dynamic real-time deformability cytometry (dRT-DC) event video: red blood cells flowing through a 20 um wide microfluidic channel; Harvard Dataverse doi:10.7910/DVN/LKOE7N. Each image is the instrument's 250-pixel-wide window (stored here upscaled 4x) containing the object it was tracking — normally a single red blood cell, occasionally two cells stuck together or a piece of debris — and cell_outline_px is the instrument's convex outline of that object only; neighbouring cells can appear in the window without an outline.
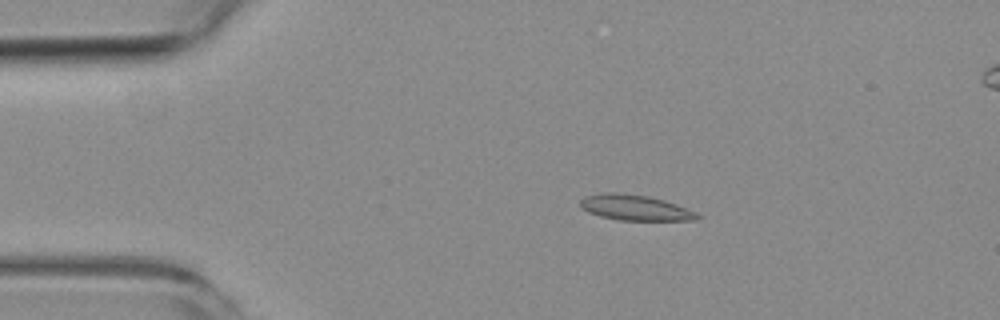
{"species": "common noctule bat (a hibernating species)", "species_latin": "Nyctalus noctula", "temperature_condition": "room temperature", "stored_images_in_passage": 6, "camera_frame_rate_fps": 3000, "um_per_image_px": 0.085, "animal": {"sex": "female", "body_mass_g": 19.3, "forearm_length_mm": 54.1}, "frame": {"image": 1, "passage_image": 2, "time_ms": 2.0, "image_size_px": [1000, 320], "cell_outline_px": [[704, 216], [696, 220], [620, 220], [600, 216], [588, 212], [580, 208], [580, 200], [584, 196], [600, 192], [616, 192], [648, 196], [664, 200], [676, 204], [696, 212]], "centroid_in_image_um": [53.96, 17.64], "position_along_channel_um": 31.0, "area_um2": 17.57}}
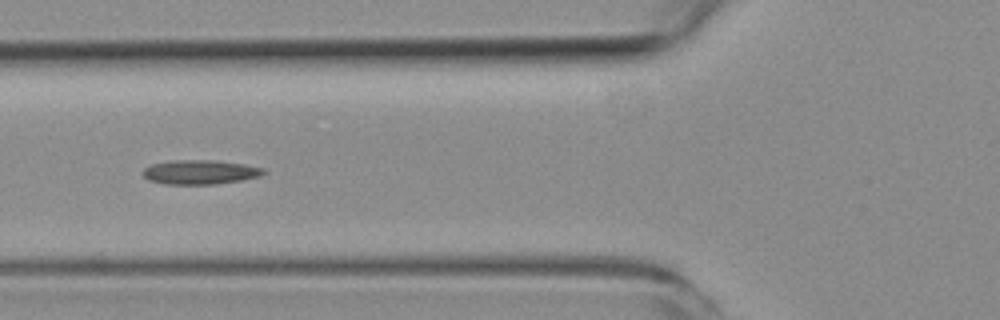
{"frame": {"image": 2, "passage_image": 5, "time_ms": 5.333, "image_size_px": [1000, 320], "cell_outline_px": [[268, 172], [260, 176], [240, 180], [216, 184], [164, 184], [148, 180], [140, 172], [144, 168], [152, 164], [172, 160], [216, 160], [244, 164], [264, 168]], "centroid_in_image_um": [17.0, 14.62], "position_along_channel_um": 108.8, "area_um2": 17.22}}
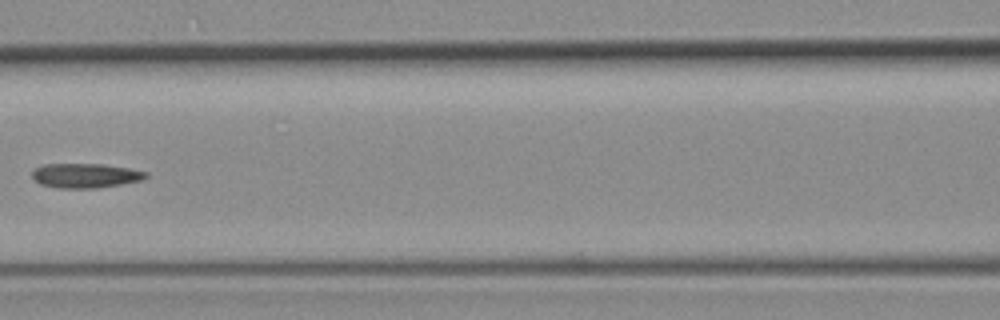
{"frame": {"image": 3, "passage_image": 6, "time_ms": 6.667, "image_size_px": [1000, 320], "cell_outline_px": [[148, 176], [144, 180], [96, 188], [56, 188], [40, 184], [32, 180], [32, 168], [44, 164], [104, 164], [128, 168], [148, 172]], "centroid_in_image_um": [7.22, 14.92], "position_along_channel_um": 159.4, "area_um2": 16.47}}